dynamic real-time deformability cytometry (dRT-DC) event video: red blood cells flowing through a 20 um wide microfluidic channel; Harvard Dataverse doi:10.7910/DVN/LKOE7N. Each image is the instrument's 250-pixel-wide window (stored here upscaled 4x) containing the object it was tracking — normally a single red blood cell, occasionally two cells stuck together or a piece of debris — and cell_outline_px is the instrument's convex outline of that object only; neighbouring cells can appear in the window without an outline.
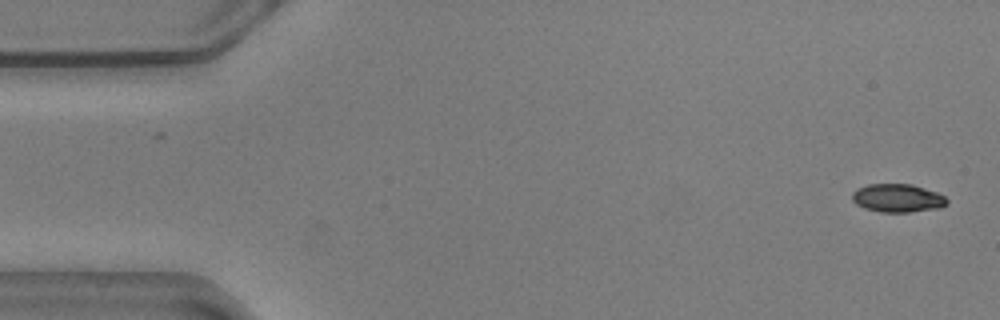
{"species": "common noctule bat (a hibernating species)", "species_latin": "Nyctalus noctula", "temperature_condition": "warm", "stored_images_in_passage": 55, "camera_frame_rate_fps": 3000, "um_per_image_px": 0.085, "animal": {"sex": "male", "body_mass_g": 20.5, "forearm_length_mm": 52.5}, "frame": {"image": 1, "passage_image": 1, "time_ms": 0.0, "image_size_px": [1000, 320], "cell_outline_px": [[948, 204], [940, 208], [908, 212], [880, 212], [864, 208], [856, 204], [852, 200], [852, 192], [856, 188], [868, 184], [912, 184], [936, 192], [944, 196], [948, 200]], "centroid_in_image_um": [76.28, 16.84], "position_along_channel_um": 8.7, "area_um2": 15.72}}
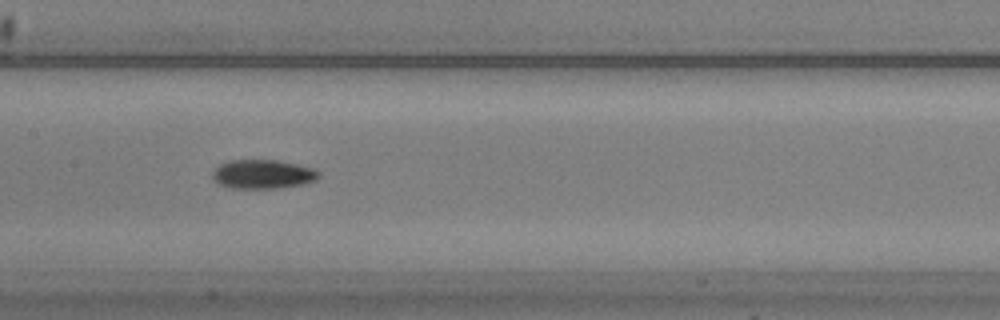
{"frame": {"image": 2, "passage_image": 26, "time_ms": 8.333, "image_size_px": [1000, 320], "cell_outline_px": [[320, 176], [316, 180], [304, 184], [276, 188], [232, 188], [220, 184], [212, 176], [212, 172], [220, 164], [228, 160], [276, 160], [296, 164], [312, 168], [320, 172]], "centroid_in_image_um": [22.36, 14.8], "position_along_channel_um": 185.0, "area_um2": 17.86}}
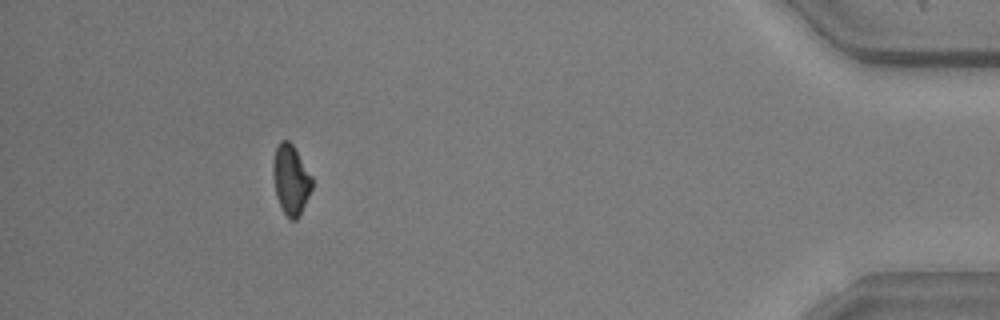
{"frame": {"image": 3, "passage_image": 50, "time_ms": 16.333, "image_size_px": [1000, 320], "cell_outline_px": [[312, 188], [296, 220], [288, 220], [276, 196], [272, 172], [272, 164], [276, 148], [280, 140], [288, 140], [292, 144], [312, 176]], "centroid_in_image_um": [24.7, 15.26], "position_along_channel_um": 410.5, "area_um2": 15.66}, "authors_computed_cell_mechanics": {"area_um2": 16.6464, "velocity_mm_per_s": 3.5984, "shape_relaxation_time_tau1_ms": 9.3213, "shape_relaxation_time_tau2_ms": null, "deformation_change_tau1": 0.1518, "deformation_change_tau2": null}}